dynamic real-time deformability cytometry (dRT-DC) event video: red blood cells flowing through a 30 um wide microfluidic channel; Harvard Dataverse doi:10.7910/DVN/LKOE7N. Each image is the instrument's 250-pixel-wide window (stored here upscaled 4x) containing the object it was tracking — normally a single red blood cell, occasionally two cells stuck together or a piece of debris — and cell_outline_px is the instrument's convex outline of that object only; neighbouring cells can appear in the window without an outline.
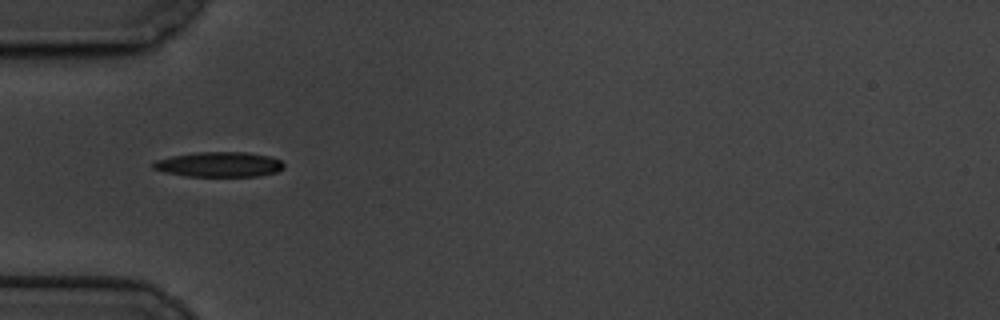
{"species": "common noctule bat (a hibernating species)", "species_latin": "Nyctalus noctula", "temperature_condition": "cold", "stored_images_in_passage": 38, "camera_frame_rate_fps": 3000, "um_per_image_px": 0.085, "animal": {"sex": "male", "body_mass_g": 19.5, "forearm_length_mm": 54.6}, "frame": {"image": 1, "passage_image": 1, "time_ms": 0.0, "image_size_px": [1000, 320], "cell_outline_px": [[284, 168], [276, 172], [256, 176], [184, 176], [164, 172], [152, 168], [152, 164], [156, 160], [172, 156], [196, 152], [248, 152], [268, 156], [280, 160], [284, 164]], "centroid_in_image_um": [18.61, 13.97], "position_along_channel_um": 66.4, "area_um2": 19.02}}
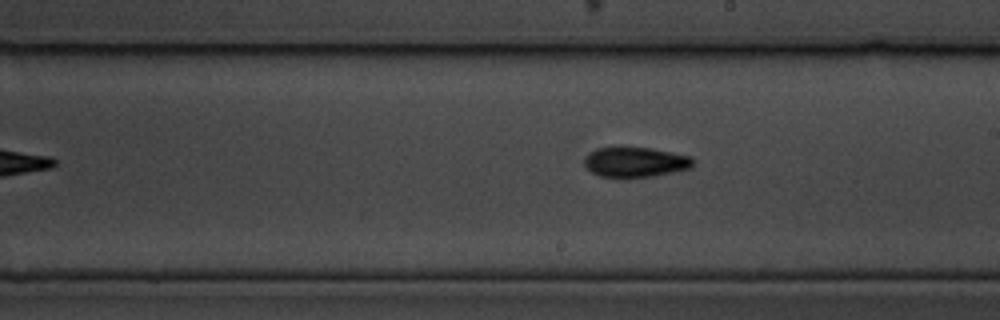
{"frame": {"image": 2, "passage_image": 16, "time_ms": 5.0, "image_size_px": [1000, 320], "cell_outline_px": [[692, 168], [652, 176], [600, 176], [592, 172], [584, 164], [584, 156], [588, 152], [596, 148], [620, 144], [652, 148], [692, 156]], "centroid_in_image_um": [53.95, 13.7], "position_along_channel_um": 235.0, "area_um2": 19.48}}
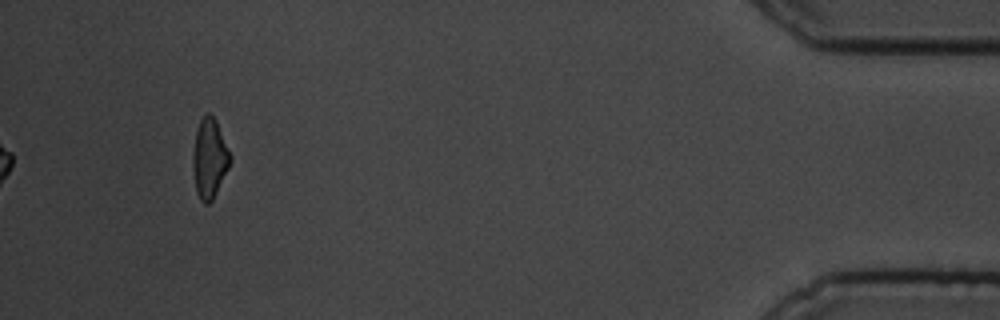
{"frame": {"image": 3, "passage_image": 38, "time_ms": 12.333, "image_size_px": [1000, 320], "cell_outline_px": [[232, 160], [212, 200], [208, 204], [204, 204], [200, 200], [196, 192], [192, 164], [192, 152], [196, 128], [200, 120], [208, 112], [216, 120], [232, 156]], "centroid_in_image_um": [17.79, 13.45], "position_along_channel_um": 417.4, "area_um2": 17.4}, "authors_computed_cell_mechanics": {"area_um2": 18.4671, "velocity_mm_per_s": 3.3893, "shape_relaxation_time_tau1_ms": 3.9915, "shape_relaxation_time_tau2_ms": 2.6055, "deformation_change_tau1": 0.1438, "deformation_change_tau2": 0.0902}}